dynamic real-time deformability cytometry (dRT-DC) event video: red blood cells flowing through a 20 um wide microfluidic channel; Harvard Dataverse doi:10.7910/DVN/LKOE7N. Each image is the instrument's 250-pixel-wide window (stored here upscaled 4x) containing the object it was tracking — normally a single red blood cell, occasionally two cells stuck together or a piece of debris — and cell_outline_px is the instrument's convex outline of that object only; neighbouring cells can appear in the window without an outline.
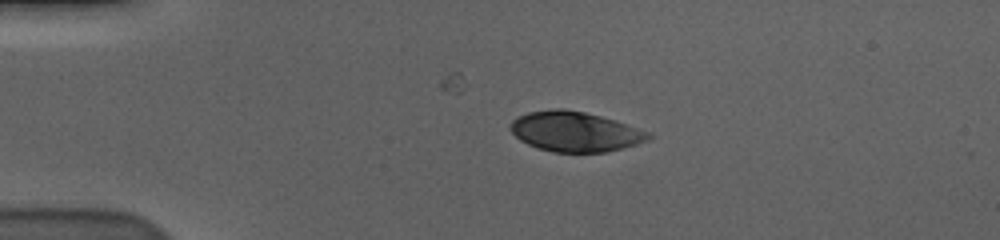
{"species": "human", "species_latin": "Homo sapiens", "temperature_condition": "cold", "stored_images_in_passage": 28, "camera_frame_rate_fps": 3000, "um_per_image_px": 0.085, "donor": {"sex": "male"}, "frame": {"image": 1, "passage_image": 1, "time_ms": 0.0, "image_size_px": [1000, 240], "cell_outline_px": [[652, 136], [648, 140], [636, 144], [608, 152], [552, 152], [536, 148], [520, 140], [508, 128], [512, 120], [528, 112], [556, 108], [564, 108], [584, 112], [600, 116], [648, 132]], "centroid_in_image_um": [48.82, 11.19], "position_along_channel_um": 36.2, "area_um2": 31.91}}
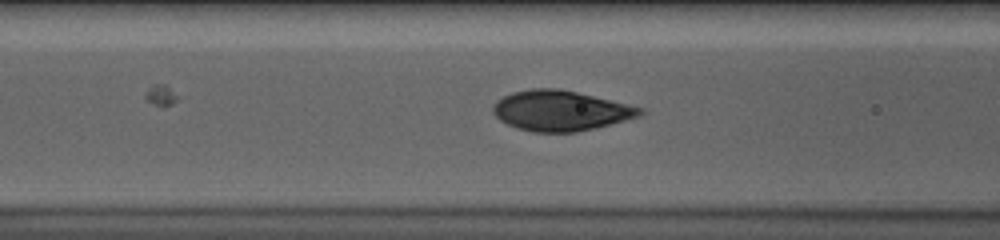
{"frame": {"image": 2, "passage_image": 12, "time_ms": 3.667, "image_size_px": [1000, 240], "cell_outline_px": [[644, 112], [640, 116], [596, 128], [576, 132], [532, 132], [516, 128], [500, 120], [492, 112], [492, 104], [496, 100], [512, 92], [532, 88], [556, 88], [576, 92], [644, 108]], "centroid_in_image_um": [47.61, 9.41], "position_along_channel_um": 119.0, "area_um2": 34.45}}
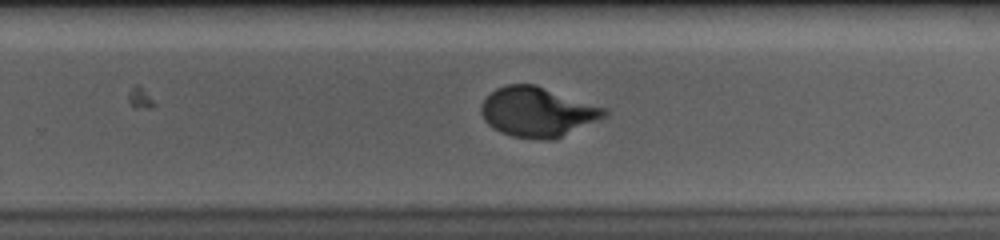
{"frame": {"image": 3, "passage_image": 26, "time_ms": 8.333, "image_size_px": [1000, 240], "cell_outline_px": [[608, 116], [556, 140], [544, 140], [512, 136], [500, 132], [492, 128], [484, 120], [480, 112], [480, 108], [484, 100], [496, 88], [508, 84], [536, 84], [608, 108]], "centroid_in_image_um": [45.73, 9.52], "position_along_channel_um": 284.1, "area_um2": 36.24}}